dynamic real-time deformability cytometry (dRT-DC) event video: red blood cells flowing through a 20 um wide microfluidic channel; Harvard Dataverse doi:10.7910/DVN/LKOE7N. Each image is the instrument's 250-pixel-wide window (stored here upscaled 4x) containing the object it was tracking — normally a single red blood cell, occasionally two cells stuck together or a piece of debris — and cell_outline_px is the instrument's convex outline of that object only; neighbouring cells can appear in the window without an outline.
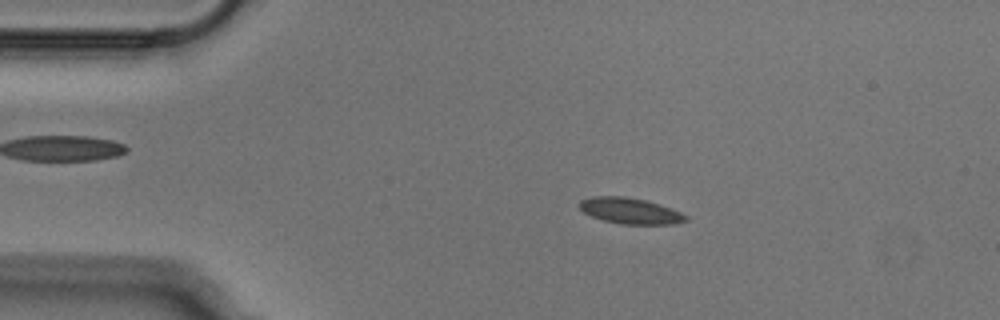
{"species": "Egyptian fruit bat (a non-hibernating species)", "species_latin": "Rousettus aegyptiacus", "temperature_condition": "cold", "stored_images_in_passage": 51, "camera_frame_rate_fps": 3000, "um_per_image_px": 0.085, "animal": {"sex": "male"}, "frame": {"image": 1, "passage_image": 9, "time_ms": 2.667, "image_size_px": [1000, 320], "cell_outline_px": [[688, 220], [672, 224], [620, 224], [604, 220], [592, 216], [584, 212], [580, 208], [580, 200], [592, 196], [624, 196], [644, 200], [660, 204], [672, 208], [688, 216]], "centroid_in_image_um": [53.58, 17.92], "position_along_channel_um": 31.4, "area_um2": 16.01}}
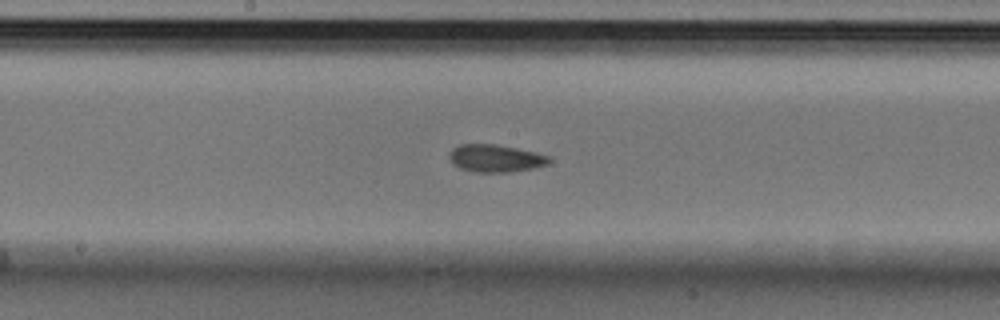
{"frame": {"image": 2, "passage_image": 26, "time_ms": 8.333, "image_size_px": [1000, 320], "cell_outline_px": [[552, 160], [548, 164], [532, 168], [512, 172], [472, 172], [460, 168], [452, 164], [448, 156], [452, 148], [460, 144], [496, 144], [536, 152], [548, 156]], "centroid_in_image_um": [42.09, 13.46], "position_along_channel_um": 206.1, "area_um2": 16.13}}
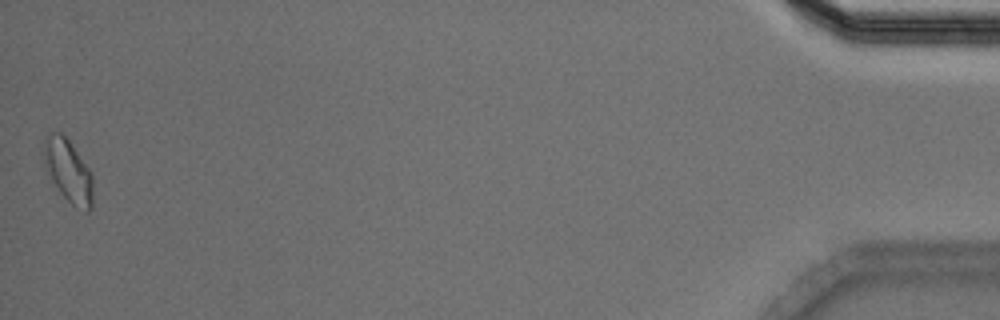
{"frame": {"image": 3, "passage_image": 51, "time_ms": 16.667, "image_size_px": [1000, 320], "cell_outline_px": [[92, 208], [88, 212], [76, 208], [60, 192], [44, 168], [40, 152], [44, 140], [48, 132], [60, 132], [72, 144], [88, 168], [92, 176]], "centroid_in_image_um": [5.74, 14.49], "position_along_channel_um": 429.5, "area_um2": 18.26}}